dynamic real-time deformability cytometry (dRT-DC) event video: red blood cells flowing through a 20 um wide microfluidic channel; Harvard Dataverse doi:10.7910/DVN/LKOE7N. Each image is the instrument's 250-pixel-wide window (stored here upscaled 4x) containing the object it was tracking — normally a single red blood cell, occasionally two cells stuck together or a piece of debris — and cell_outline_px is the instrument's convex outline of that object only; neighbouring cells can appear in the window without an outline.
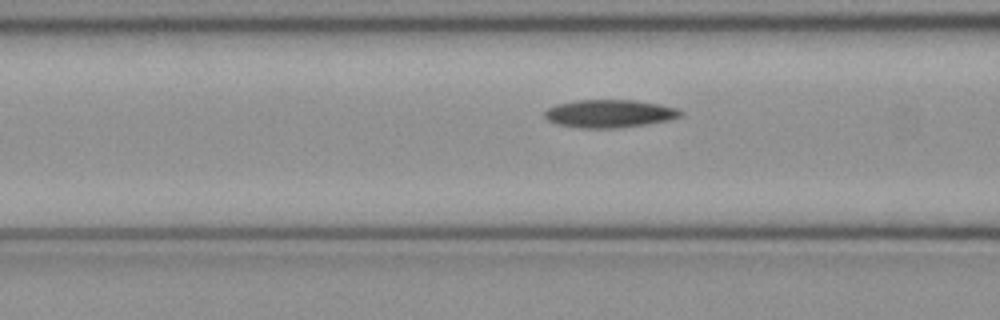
{"species": "common noctule bat (a hibernating species)", "species_latin": "Nyctalus noctula", "temperature_condition": "cold", "stored_images_in_passage": 48, "camera_frame_rate_fps": 3000, "um_per_image_px": 0.085, "animal": {"sex": "female", "body_mass_g": 21.9}, "frame": {"image": 1, "passage_image": 17, "time_ms": 5.333, "image_size_px": [1000, 320], "cell_outline_px": [[684, 112], [680, 116], [668, 120], [644, 124], [616, 128], [580, 128], [556, 124], [548, 120], [544, 116], [544, 112], [548, 108], [556, 104], [576, 100], [636, 100], [660, 104], [676, 108]], "centroid_in_image_um": [51.77, 9.65], "position_along_channel_um": 114.8, "area_um2": 22.08}}
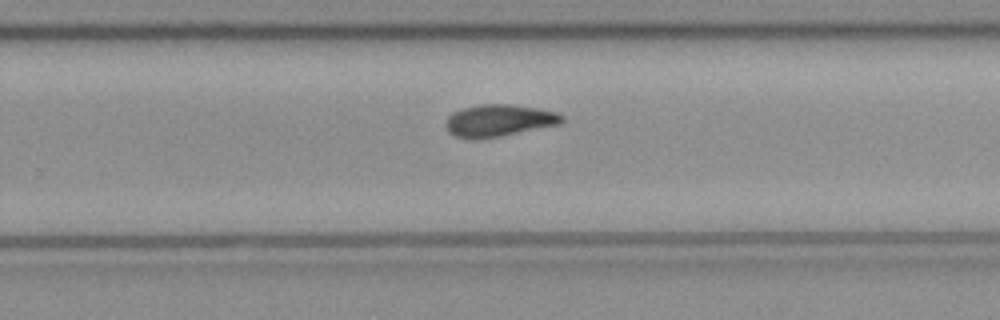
{"frame": {"image": 2, "passage_image": 30, "time_ms": 9.667, "image_size_px": [1000, 320], "cell_outline_px": [[564, 120], [560, 124], [500, 136], [476, 140], [456, 136], [448, 132], [444, 124], [448, 116], [452, 112], [464, 108], [480, 104], [508, 104], [536, 108], [556, 112], [564, 116]], "centroid_in_image_um": [42.37, 10.25], "position_along_channel_um": 287.4, "area_um2": 21.68}}
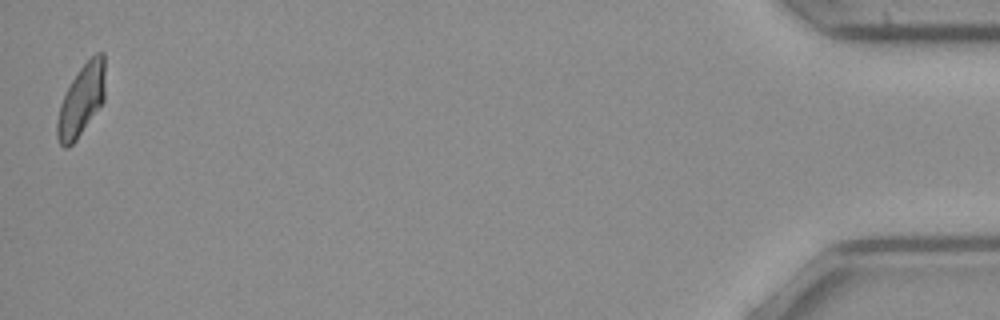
{"frame": {"image": 3, "passage_image": 48, "time_ms": 15.667, "image_size_px": [1000, 320], "cell_outline_px": [[104, 100], [76, 140], [68, 148], [64, 148], [60, 144], [56, 136], [56, 124], [60, 104], [76, 72], [96, 52], [104, 52]], "centroid_in_image_um": [6.9, 8.53], "position_along_channel_um": 428.3, "area_um2": 19.71}, "authors_computed_cell_mechanics": {"area_um2": 21.4149, "velocity_mm_per_s": 3.9769, "shape_relaxation_time_tau1_ms": 5.4477, "shape_relaxation_time_tau2_ms": 8.5403, "deformation_change_tau1": 0.147, "deformation_change_tau2": 0.1552}}